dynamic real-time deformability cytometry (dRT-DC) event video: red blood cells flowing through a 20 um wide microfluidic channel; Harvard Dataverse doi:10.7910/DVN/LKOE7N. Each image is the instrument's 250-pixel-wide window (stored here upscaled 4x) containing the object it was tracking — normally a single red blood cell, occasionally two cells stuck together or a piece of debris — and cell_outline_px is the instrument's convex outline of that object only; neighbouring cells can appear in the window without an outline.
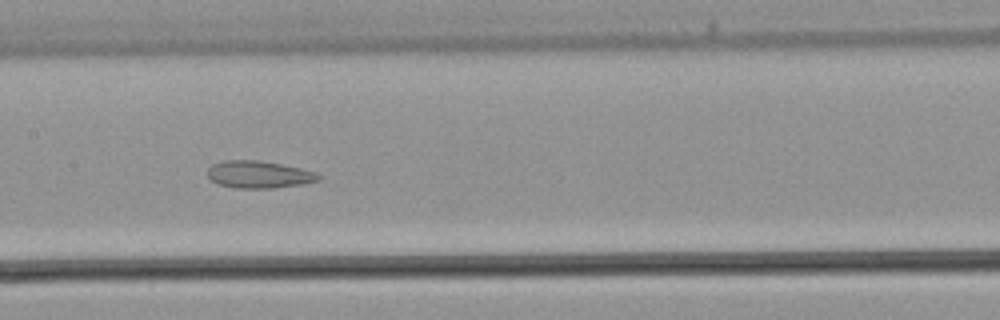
{"species": "common noctule bat (a hibernating species)", "species_latin": "Nyctalus noctula", "temperature_condition": "warm", "stored_images_in_passage": 33, "segment_of_instrument_passage": [1, 2], "camera_frame_rate_fps": 3000, "um_per_image_px": 0.085, "animal": {"sex": "male", "body_mass_g": 21.5, "forearm_length_mm": 52.0}, "frame": {"image": 1, "passage_image": 10, "time_ms": 3.0, "image_size_px": [1000, 320], "cell_outline_px": [[324, 176], [320, 180], [304, 184], [276, 188], [232, 188], [216, 184], [208, 176], [208, 168], [212, 164], [224, 160], [260, 160], [300, 168], [316, 172]], "centroid_in_image_um": [22.03, 14.84], "position_along_channel_um": 185.4, "area_um2": 17.92}}
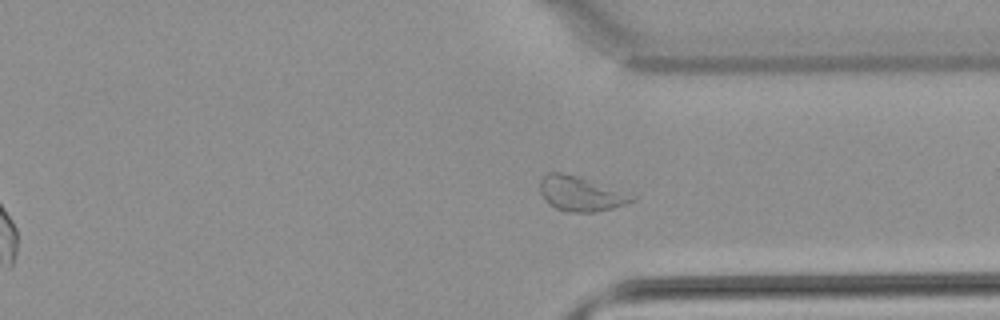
{"frame": {"image": 2, "passage_image": 21, "time_ms": 6.667, "image_size_px": [1000, 320], "cell_outline_px": [[640, 196], [636, 200], [612, 208], [596, 212], [564, 212], [548, 204], [544, 200], [540, 192], [540, 180], [548, 172], [560, 172], [576, 176]], "centroid_in_image_um": [49.37, 16.48], "position_along_channel_um": 362.0, "area_um2": 18.73}}
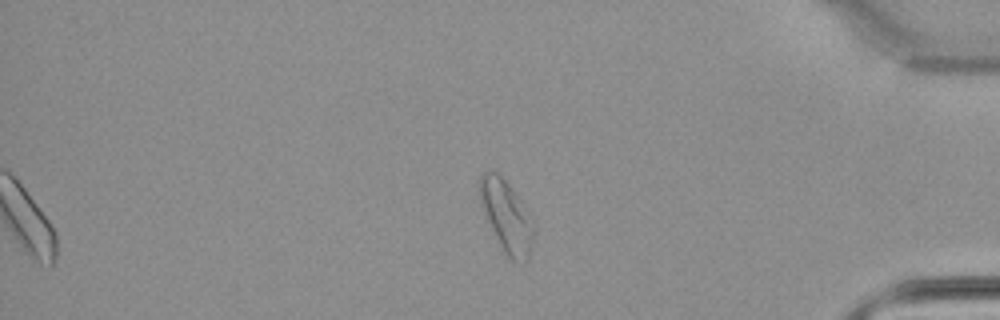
{"frame": {"image": 3, "passage_image": 25, "time_ms": 8.0, "image_size_px": [1000, 320], "cell_outline_px": [[536, 232], [528, 256], [524, 264], [512, 260], [504, 252], [488, 220], [480, 200], [476, 188], [480, 176], [484, 172], [496, 172], [516, 192], [528, 212]], "centroid_in_image_um": [43.06, 18.37], "position_along_channel_um": 392.1, "area_um2": 22.31}}